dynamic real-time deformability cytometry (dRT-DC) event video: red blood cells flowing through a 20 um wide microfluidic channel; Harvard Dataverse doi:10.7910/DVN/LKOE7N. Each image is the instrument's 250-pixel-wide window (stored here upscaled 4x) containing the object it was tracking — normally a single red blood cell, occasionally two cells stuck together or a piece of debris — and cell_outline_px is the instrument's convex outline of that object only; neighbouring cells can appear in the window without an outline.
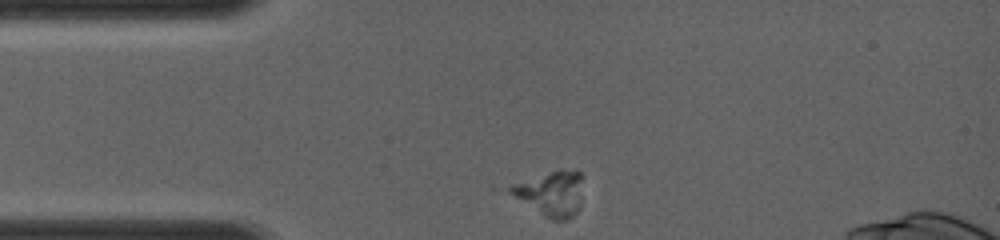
{"species": "common noctule bat (a hibernating species)", "species_latin": "Nyctalus noctula", "temperature_condition": "room temperature", "stored_images_in_passage": 41, "camera_frame_rate_fps": 4000, "um_per_image_px": 0.085, "animal": {"sex": "female", "body_mass_g": 19.0, "forearm_length_mm": 56.7}, "frame": {"image": 1, "passage_image": 1, "time_ms": 0.0, "image_size_px": [1000, 240], "cell_outline_px": [[584, 176], [580, 208], [568, 220], [552, 220], [544, 216], [508, 192], [504, 188], [512, 184], [560, 168], [576, 168]], "centroid_in_image_um": [46.9, 16.4], "position_along_channel_um": 38.1, "area_um2": 19.54}}
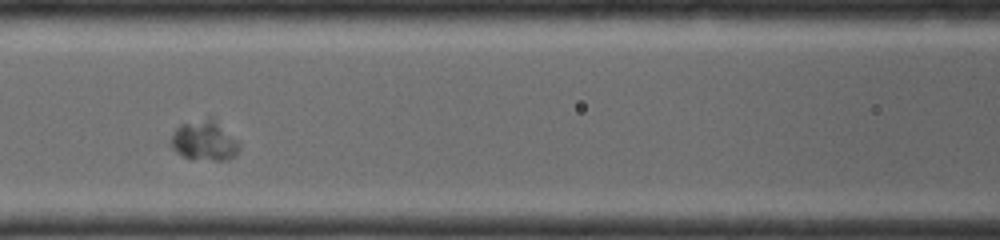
{"frame": {"image": 2, "passage_image": 13, "time_ms": 3.0, "image_size_px": [1000, 240], "cell_outline_px": [[240, 148], [236, 156], [228, 160], [216, 160], [184, 156], [176, 152], [168, 144], [168, 140], [176, 128], [180, 124], [208, 120], [212, 120], [236, 140], [240, 144]], "centroid_in_image_um": [17.33, 12.01], "position_along_channel_um": 149.3, "area_um2": 15.2}}
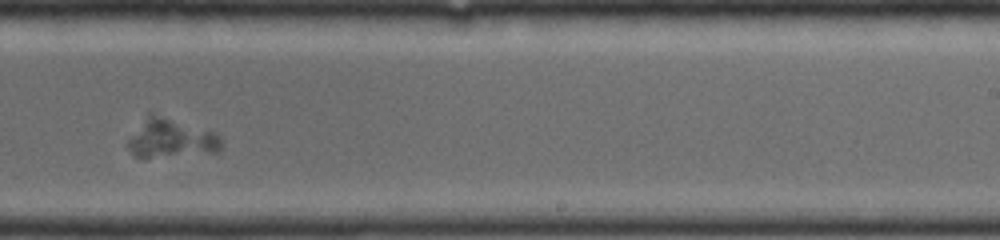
{"frame": {"image": 3, "passage_image": 24, "time_ms": 5.75, "image_size_px": [1000, 240], "cell_outline_px": [[224, 144], [220, 152], [148, 156], [136, 156], [128, 148], [128, 140], [148, 112], [216, 132], [224, 140]], "centroid_in_image_um": [14.62, 11.74], "position_along_channel_um": 274.4, "area_um2": 20.69}}